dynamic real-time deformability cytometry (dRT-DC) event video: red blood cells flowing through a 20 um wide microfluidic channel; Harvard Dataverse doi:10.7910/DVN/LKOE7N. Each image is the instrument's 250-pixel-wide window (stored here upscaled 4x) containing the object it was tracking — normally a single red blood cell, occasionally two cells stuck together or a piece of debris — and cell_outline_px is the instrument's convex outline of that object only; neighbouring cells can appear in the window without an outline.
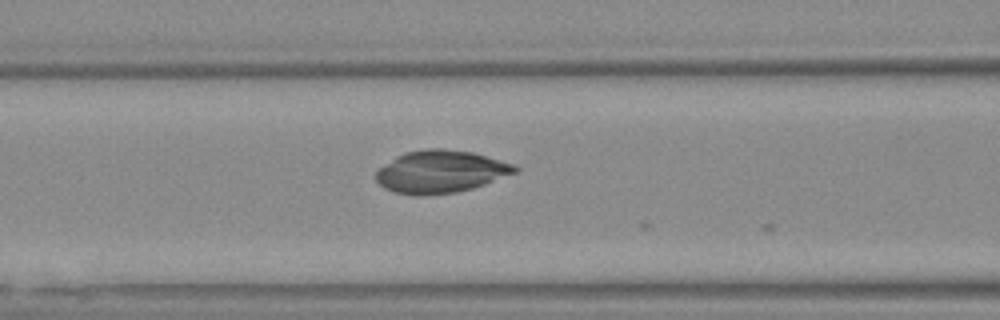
{"species": "Egyptian fruit bat (a non-hibernating species)", "species_latin": "Rousettus aegyptiacus", "temperature_condition": "warm", "stored_images_in_passage": 7, "camera_frame_rate_fps": 3000, "um_per_image_px": 0.085, "animal": {"sex": "female"}, "frame": {"image": 1, "passage_image": 6, "time_ms": 1.667, "image_size_px": [1000, 320], "cell_outline_px": [[520, 172], [472, 188], [456, 192], [424, 196], [416, 196], [396, 192], [384, 188], [376, 180], [376, 172], [380, 168], [396, 156], [404, 152], [428, 148], [444, 148], [472, 152], [512, 164], [520, 168]], "centroid_in_image_um": [37.46, 14.59], "position_along_channel_um": 129.1, "area_um2": 34.45}}